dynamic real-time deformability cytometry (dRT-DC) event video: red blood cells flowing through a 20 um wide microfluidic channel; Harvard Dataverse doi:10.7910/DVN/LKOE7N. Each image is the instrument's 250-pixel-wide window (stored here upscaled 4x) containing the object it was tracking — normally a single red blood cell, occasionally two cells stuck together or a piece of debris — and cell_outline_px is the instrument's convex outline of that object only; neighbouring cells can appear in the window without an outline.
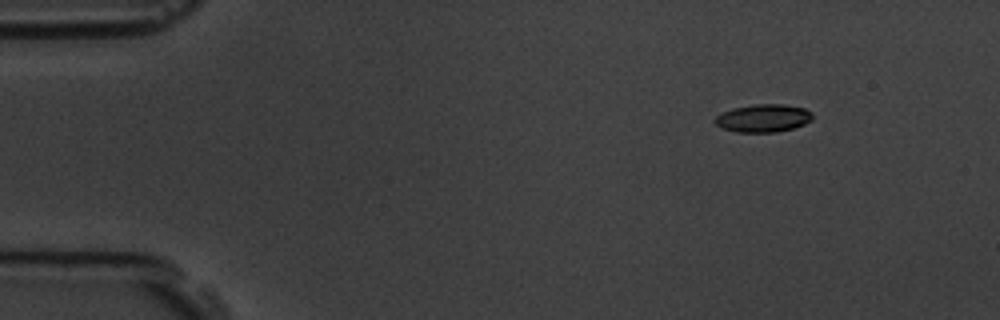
{"species": "common noctule bat (a hibernating species)", "species_latin": "Nyctalus noctula", "temperature_condition": "room temperature", "stored_images_in_passage": 11, "camera_frame_rate_fps": 3000, "um_per_image_px": 0.085, "animal": {"sex": "male", "body_mass_g": 19.5, "forearm_length_mm": 54.6}, "frame": {"image": 1, "passage_image": 2, "time_ms": 2.0, "image_size_px": [1000, 320], "cell_outline_px": [[812, 120], [804, 124], [792, 128], [776, 132], [736, 132], [724, 128], [716, 124], [712, 120], [716, 116], [732, 108], [756, 104], [784, 104], [804, 108], [812, 112]], "centroid_in_image_um": [64.88, 10.04], "position_along_channel_um": 20.1, "area_um2": 15.78}}
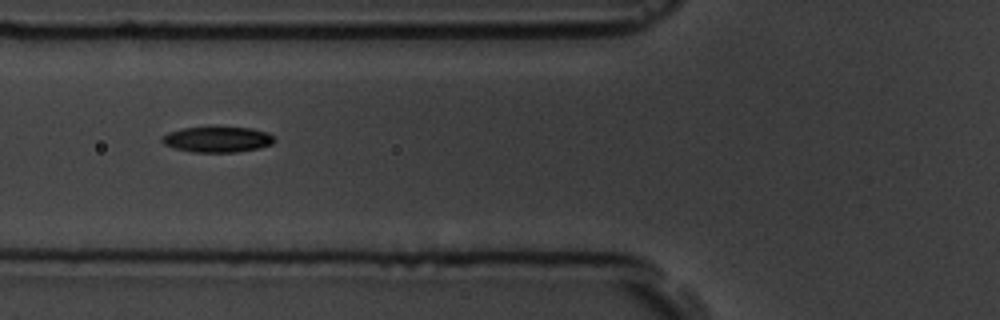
{"frame": {"image": 2, "passage_image": 6, "time_ms": 6.667, "image_size_px": [1000, 320], "cell_outline_px": [[276, 140], [272, 144], [256, 148], [236, 152], [192, 152], [176, 148], [164, 144], [160, 140], [160, 136], [168, 132], [184, 128], [208, 124], [252, 128], [268, 132]], "centroid_in_image_um": [18.45, 11.79], "position_along_channel_um": 107.4, "area_um2": 17.51}}
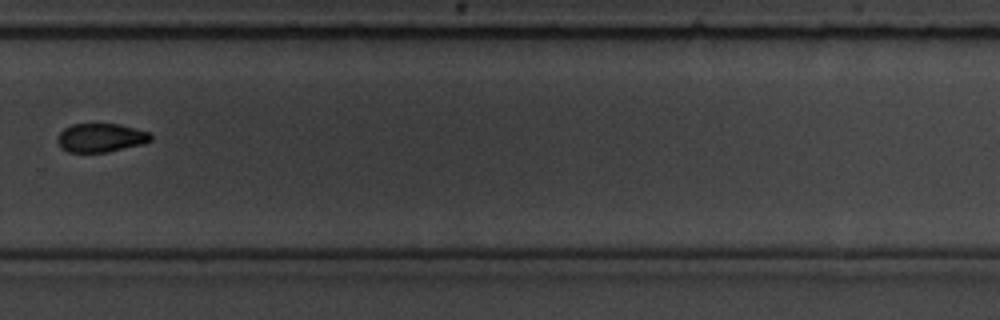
{"frame": {"image": 3, "passage_image": 11, "time_ms": 12.333, "image_size_px": [1000, 320], "cell_outline_px": [[152, 140], [144, 144], [108, 152], [68, 152], [60, 148], [56, 140], [56, 136], [64, 128], [72, 124], [120, 124], [152, 132]], "centroid_in_image_um": [8.58, 11.71], "position_along_channel_um": 321.2, "area_um2": 15.95}}